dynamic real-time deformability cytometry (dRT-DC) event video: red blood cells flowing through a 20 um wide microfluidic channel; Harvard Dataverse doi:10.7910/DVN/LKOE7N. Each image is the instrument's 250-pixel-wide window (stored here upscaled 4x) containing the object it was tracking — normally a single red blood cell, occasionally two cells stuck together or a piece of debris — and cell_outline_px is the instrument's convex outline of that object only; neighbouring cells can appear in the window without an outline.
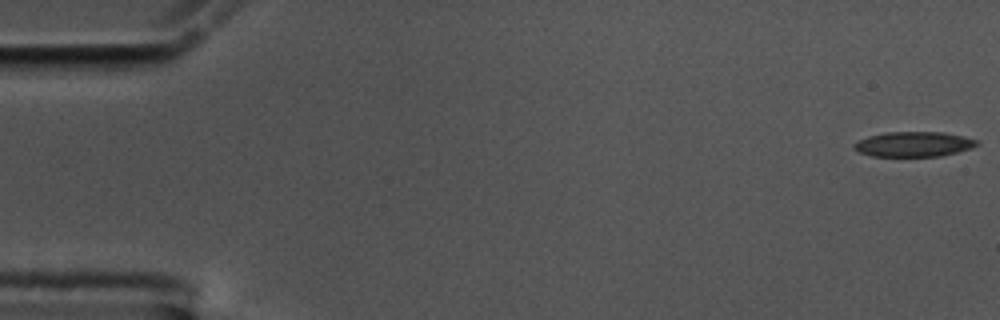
{"species": "common noctule bat (a hibernating species)", "species_latin": "Nyctalus noctula", "temperature_condition": "cold", "stored_images_in_passage": 51, "camera_frame_rate_fps": 3000, "um_per_image_px": 0.085, "animal": {"sex": "male", "body_mass_g": 17.5, "forearm_length_mm": 52.3}, "frame": {"image": 1, "passage_image": 1, "time_ms": 0.0, "image_size_px": [1000, 320], "cell_outline_px": [[980, 144], [972, 148], [940, 156], [872, 156], [860, 152], [852, 148], [852, 144], [868, 136], [888, 132], [944, 132], [964, 136], [980, 140]], "centroid_in_image_um": [77.7, 12.25], "position_along_channel_um": 7.3, "area_um2": 17.98}}
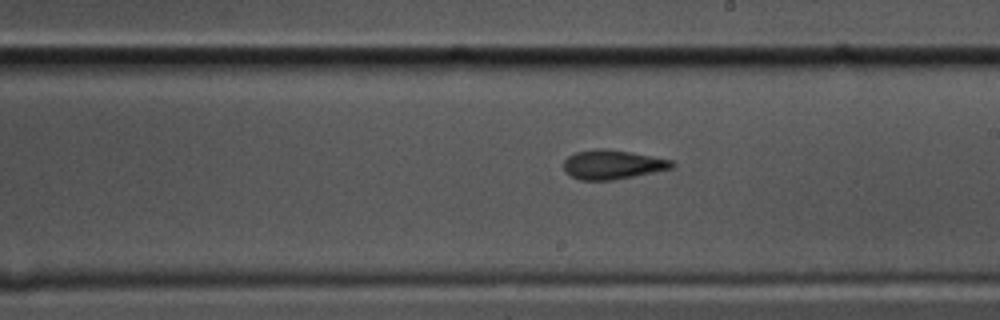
{"frame": {"image": 2, "passage_image": 32, "time_ms": 10.333, "image_size_px": [1000, 320], "cell_outline_px": [[676, 164], [672, 168], [612, 180], [580, 180], [564, 172], [564, 160], [568, 156], [576, 152], [600, 148], [608, 148], [672, 160]], "centroid_in_image_um": [52.03, 13.98], "position_along_channel_um": 237.0, "area_um2": 18.26}}
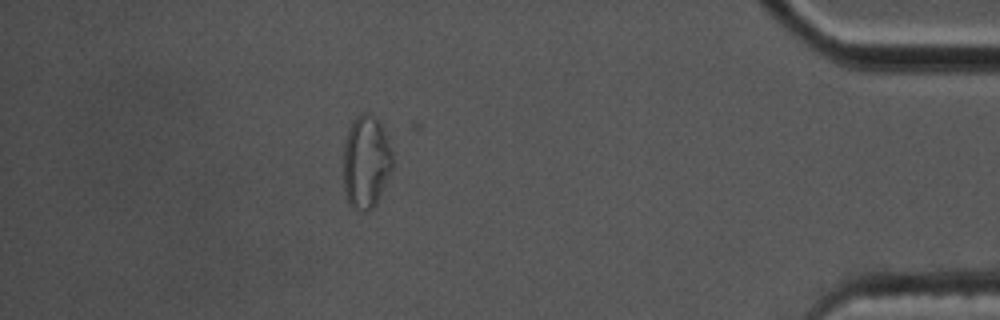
{"frame": {"image": 3, "passage_image": 50, "time_ms": 16.333, "image_size_px": [1000, 320], "cell_outline_px": [[392, 168], [376, 204], [372, 208], [356, 208], [348, 200], [344, 188], [344, 144], [348, 128], [352, 120], [360, 112], [368, 112], [380, 120], [392, 152]], "centroid_in_image_um": [31.11, 13.66], "position_along_channel_um": 404.1, "area_um2": 26.36}, "authors_computed_cell_mechanics": {"area_um2": 18.0914, "velocity_mm_per_s": 3.5591, "shape_relaxation_time_tau1_ms": 9.115, "shape_relaxation_time_tau2_ms": 1.5444, "deformation_change_tau1": 0.1813, "deformation_change_tau2": 0.0809}}